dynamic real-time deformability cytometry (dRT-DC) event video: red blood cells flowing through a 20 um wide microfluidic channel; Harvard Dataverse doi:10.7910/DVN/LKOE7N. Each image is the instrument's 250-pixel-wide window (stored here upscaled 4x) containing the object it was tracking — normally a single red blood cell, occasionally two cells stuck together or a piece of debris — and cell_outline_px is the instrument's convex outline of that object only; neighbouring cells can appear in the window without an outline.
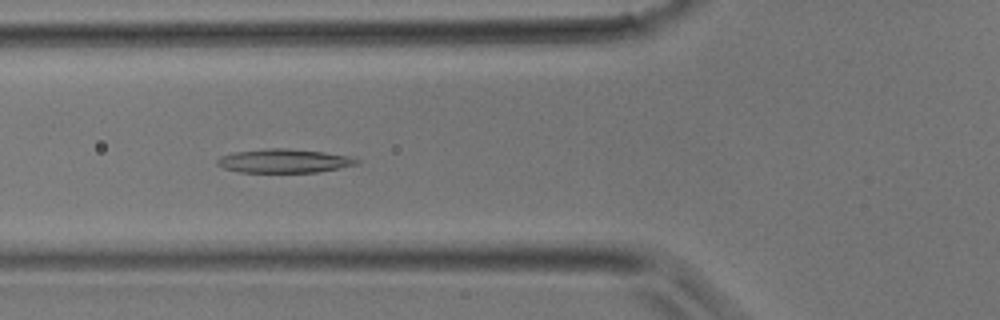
{"species": "common noctule bat (a hibernating species)", "species_latin": "Nyctalus noctula", "temperature_condition": "room temperature", "stored_images_in_passage": 38, "camera_frame_rate_fps": 3000, "um_per_image_px": 0.085, "animal": {"sex": "male", "body_mass_g": 17.9}, "frame": {"image": 1, "passage_image": 14, "time_ms": 4.333, "image_size_px": [1000, 320], "cell_outline_px": [[360, 164], [316, 172], [240, 172], [224, 168], [216, 164], [216, 160], [220, 156], [236, 152], [268, 148], [284, 148], [324, 152], [352, 156], [360, 160]], "centroid_in_image_um": [24.18, 13.67], "position_along_channel_um": 101.6, "area_um2": 19.31}}
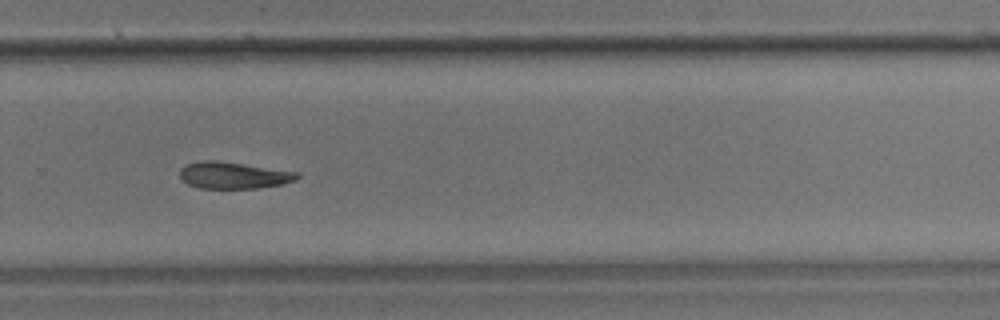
{"frame": {"image": 2, "passage_image": 26, "time_ms": 8.333, "image_size_px": [1000, 320], "cell_outline_px": [[300, 176], [296, 180], [280, 184], [260, 188], [200, 188], [188, 184], [180, 176], [180, 168], [184, 164], [200, 160], [216, 160], [300, 172]], "centroid_in_image_um": [19.84, 14.89], "position_along_channel_um": 310.0, "area_um2": 18.32}}
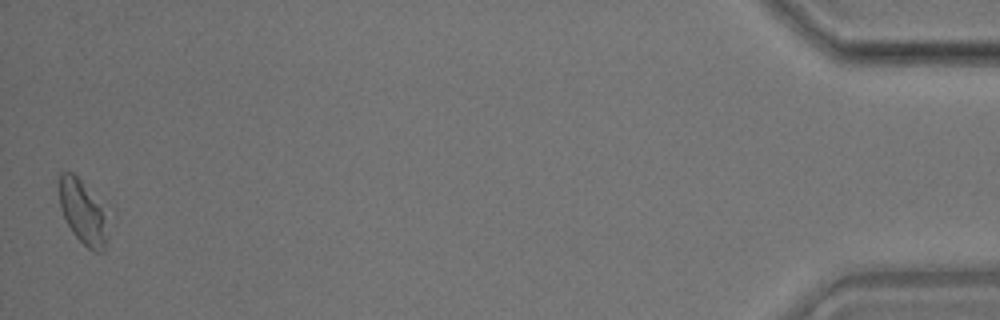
{"frame": {"image": 3, "passage_image": 38, "time_ms": 12.333, "image_size_px": [1000, 320], "cell_outline_px": [[116, 216], [104, 252], [92, 252], [72, 232], [60, 208], [60, 172], [72, 172], [116, 212]], "centroid_in_image_um": [7.29, 18.08], "position_along_channel_um": 427.9, "area_um2": 20.23}}